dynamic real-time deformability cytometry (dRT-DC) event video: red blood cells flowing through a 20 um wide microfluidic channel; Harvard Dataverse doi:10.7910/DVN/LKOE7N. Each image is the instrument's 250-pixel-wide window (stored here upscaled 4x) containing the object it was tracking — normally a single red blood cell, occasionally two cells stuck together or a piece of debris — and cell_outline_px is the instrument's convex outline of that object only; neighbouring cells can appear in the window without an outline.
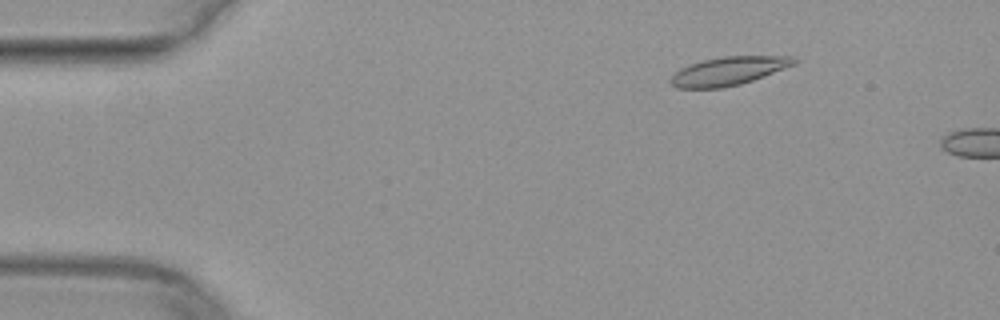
{"species": "common noctule bat (a hibernating species)", "species_latin": "Nyctalus noctula", "temperature_condition": "warm", "stored_images_in_passage": 11, "camera_frame_rate_fps": 3000, "um_per_image_px": 0.085, "animal": {"sex": "female", "body_mass_g": 29.2, "forearm_length_mm": 56.3}, "frame": {"image": 1, "passage_image": 7, "time_ms": 2.0, "image_size_px": [1000, 320], "cell_outline_px": [[800, 60], [796, 64], [752, 80], [740, 84], [720, 88], [676, 88], [668, 80], [680, 68], [688, 64], [704, 60], [724, 56], [796, 56]], "centroid_in_image_um": [61.94, 6.03], "position_along_channel_um": 23.1, "area_um2": 20.46}}